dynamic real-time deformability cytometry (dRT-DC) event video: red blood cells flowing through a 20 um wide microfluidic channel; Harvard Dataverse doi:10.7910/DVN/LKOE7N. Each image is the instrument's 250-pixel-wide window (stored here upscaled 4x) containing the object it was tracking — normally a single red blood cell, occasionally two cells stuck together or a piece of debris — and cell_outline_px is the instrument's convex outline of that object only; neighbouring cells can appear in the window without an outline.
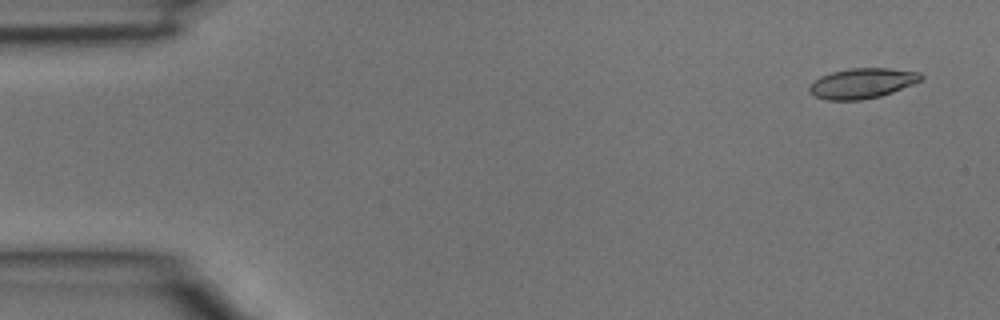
{"species": "common noctule bat (a hibernating species)", "species_latin": "Nyctalus noctula", "temperature_condition": "room temperature", "stored_images_in_passage": 4, "segment_of_instrument_passage": [1, 2], "camera_frame_rate_fps": 3000, "um_per_image_px": 0.085, "animal": {"sex": "male", "body_mass_g": 15.6}, "frame": {"image": 1, "passage_image": 1, "time_ms": 0.0, "image_size_px": [1000, 320], "cell_outline_px": [[924, 76], [920, 80], [912, 84], [892, 92], [880, 96], [860, 100], [824, 100], [808, 92], [808, 88], [820, 76], [832, 72], [848, 68], [888, 68], [920, 72]], "centroid_in_image_um": [73.27, 7.07], "position_along_channel_um": 11.7, "area_um2": 19.54}}
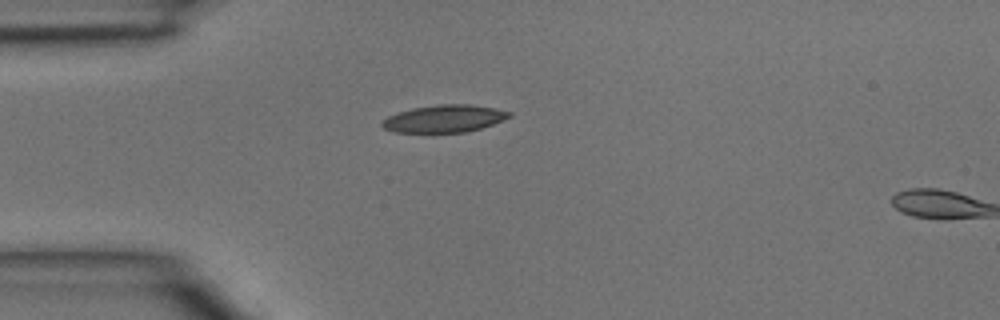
{"frame": {"image": 2, "passage_image": 3, "time_ms": 0.667, "image_size_px": [1000, 320], "cell_outline_px": [[512, 116], [492, 124], [468, 132], [392, 132], [384, 128], [380, 124], [380, 120], [396, 112], [412, 108], [436, 104], [468, 104], [492, 108], [512, 112]], "centroid_in_image_um": [37.7, 10.08], "position_along_channel_um": 47.3, "area_um2": 20.35}}